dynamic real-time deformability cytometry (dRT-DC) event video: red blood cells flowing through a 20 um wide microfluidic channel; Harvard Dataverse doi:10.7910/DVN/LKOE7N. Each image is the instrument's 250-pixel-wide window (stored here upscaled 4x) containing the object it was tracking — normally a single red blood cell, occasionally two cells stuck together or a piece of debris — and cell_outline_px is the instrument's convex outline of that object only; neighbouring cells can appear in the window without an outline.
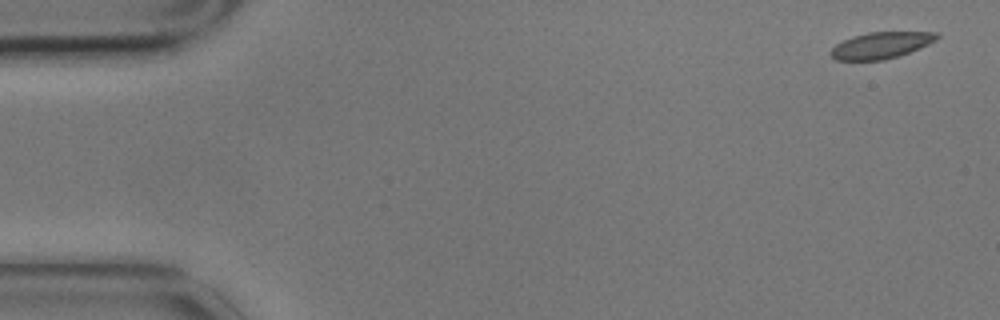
{"species": "common noctule bat (a hibernating species)", "species_latin": "Nyctalus noctula", "temperature_condition": "cold", "stored_images_in_passage": 5, "camera_frame_rate_fps": 3000, "um_per_image_px": 0.085, "animal": {"sex": "male", "body_mass_g": 17.9}, "frame": {"image": 1, "passage_image": 1, "time_ms": 0.0, "image_size_px": [1000, 320], "cell_outline_px": [[940, 36], [936, 40], [920, 48], [884, 60], [836, 60], [828, 52], [836, 44], [852, 36], [868, 32], [940, 32]], "centroid_in_image_um": [74.88, 3.84], "position_along_channel_um": 10.1, "area_um2": 16.3}}
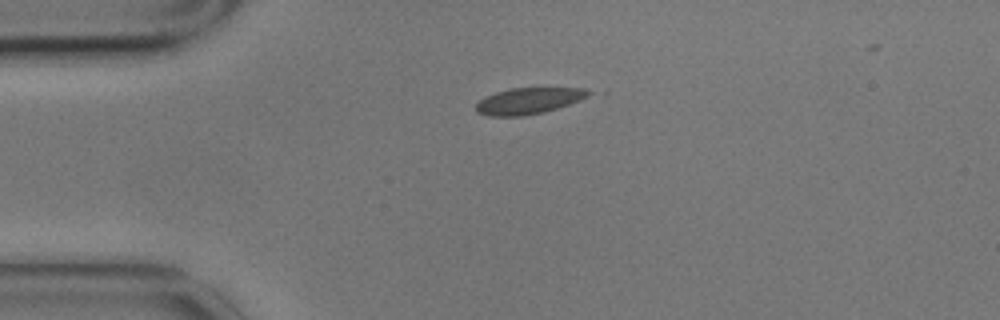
{"frame": {"image": 2, "passage_image": 4, "time_ms": 1.0, "image_size_px": [1000, 320], "cell_outline_px": [[592, 92], [588, 96], [568, 104], [544, 112], [524, 116], [488, 116], [476, 112], [476, 104], [484, 96], [508, 88], [584, 88]], "centroid_in_image_um": [44.88, 8.57], "position_along_channel_um": 40.1, "area_um2": 17.17}}